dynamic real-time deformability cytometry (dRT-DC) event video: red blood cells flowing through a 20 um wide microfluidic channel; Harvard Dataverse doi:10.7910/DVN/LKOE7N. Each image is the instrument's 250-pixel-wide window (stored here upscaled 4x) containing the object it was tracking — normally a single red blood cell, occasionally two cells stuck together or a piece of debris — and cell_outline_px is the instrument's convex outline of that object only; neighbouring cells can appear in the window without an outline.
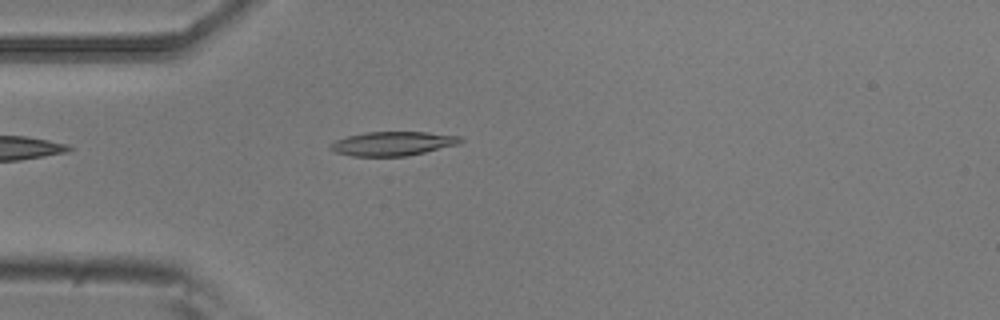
{"species": "common noctule bat (a hibernating species)", "species_latin": "Nyctalus noctula", "temperature_condition": "room temperature", "stored_images_in_passage": 4, "camera_frame_rate_fps": 3000, "um_per_image_px": 0.085, "animal": {"sex": "male", "body_mass_g": 20.5, "forearm_length_mm": 52.5}, "frame": {"image": 1, "passage_image": 4, "time_ms": 1.0, "image_size_px": [1000, 320], "cell_outline_px": [[464, 140], [460, 144], [408, 156], [352, 156], [336, 152], [328, 148], [336, 140], [348, 136], [368, 132], [424, 132], [460, 136]], "centroid_in_image_um": [33.42, 12.21], "position_along_channel_um": 51.6, "area_um2": 18.15}}